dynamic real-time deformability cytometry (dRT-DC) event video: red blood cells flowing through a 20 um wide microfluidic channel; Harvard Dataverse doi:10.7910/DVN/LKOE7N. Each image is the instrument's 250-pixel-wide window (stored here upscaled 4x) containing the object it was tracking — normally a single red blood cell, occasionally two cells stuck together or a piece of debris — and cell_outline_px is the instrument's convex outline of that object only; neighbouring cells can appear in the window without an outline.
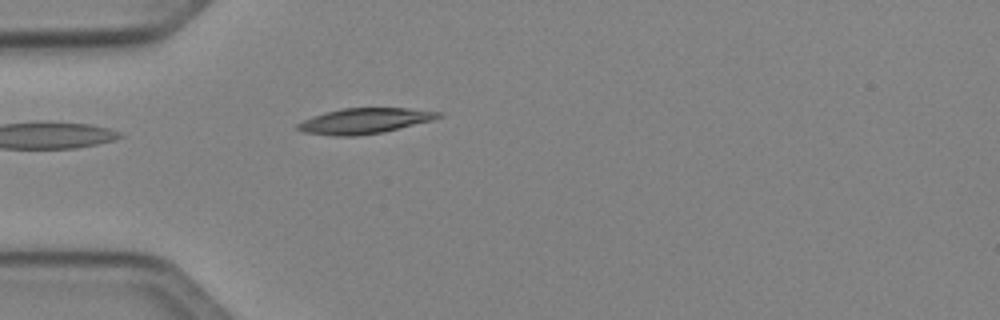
{"species": "Egyptian fruit bat (a non-hibernating species)", "species_latin": "Rousettus aegyptiacus", "temperature_condition": "cold", "stored_images_in_passage": 4, "camera_frame_rate_fps": 3000, "um_per_image_px": 0.085, "animal": {"sex": "female"}, "frame": {"image": 1, "passage_image": 4, "time_ms": 3.667, "image_size_px": [1000, 320], "cell_outline_px": [[444, 116], [432, 120], [384, 132], [356, 136], [336, 136], [304, 132], [296, 128], [296, 124], [312, 116], [324, 112], [344, 108], [408, 108], [444, 112]], "centroid_in_image_um": [31.01, 10.27], "position_along_channel_um": 54.0, "area_um2": 20.98}}